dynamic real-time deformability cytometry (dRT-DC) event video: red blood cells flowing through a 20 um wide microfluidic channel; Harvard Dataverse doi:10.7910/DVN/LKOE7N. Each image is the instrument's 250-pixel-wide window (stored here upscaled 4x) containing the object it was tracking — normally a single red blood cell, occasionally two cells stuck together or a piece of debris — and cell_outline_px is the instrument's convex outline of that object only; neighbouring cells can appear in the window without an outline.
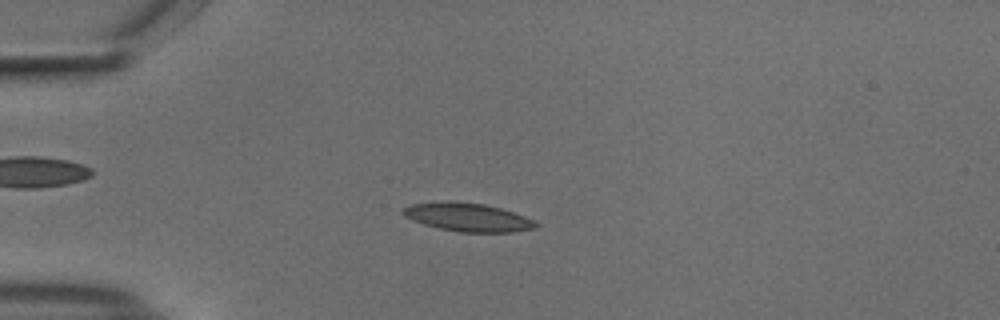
{"species": "common noctule bat (a hibernating species)", "species_latin": "Nyctalus noctula", "temperature_condition": "cold", "stored_images_in_passage": 54, "camera_frame_rate_fps": 3000, "um_per_image_px": 0.085, "animal": {"sex": "male", "body_mass_g": 18.8}, "frame": {"image": 1, "passage_image": 14, "time_ms": 4.333, "image_size_px": [1000, 320], "cell_outline_px": [[540, 224], [536, 228], [512, 232], [460, 232], [440, 228], [424, 224], [412, 220], [404, 216], [400, 212], [408, 204], [448, 200], [484, 204], [500, 208], [524, 216]], "centroid_in_image_um": [39.72, 18.45], "position_along_channel_um": 45.3, "area_um2": 22.02}}
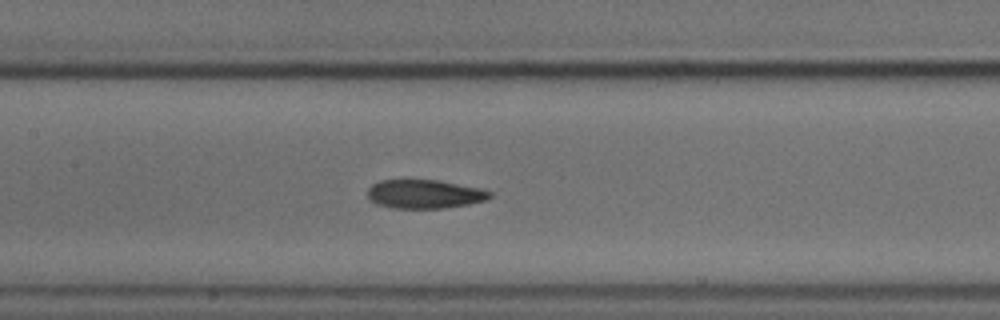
{"frame": {"image": 2, "passage_image": 26, "time_ms": 8.333, "image_size_px": [1000, 320], "cell_outline_px": [[492, 196], [484, 200], [468, 204], [444, 208], [392, 208], [376, 204], [368, 196], [368, 188], [372, 184], [380, 180], [440, 180], [480, 188], [492, 192]], "centroid_in_image_um": [36.08, 16.49], "position_along_channel_um": 171.3, "area_um2": 20.46}}
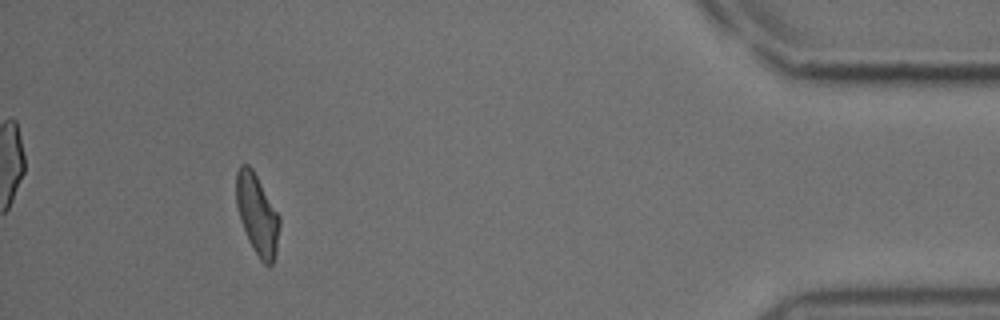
{"frame": {"image": 3, "passage_image": 50, "time_ms": 16.333, "image_size_px": [1000, 320], "cell_outline_px": [[280, 224], [276, 252], [272, 264], [268, 268], [260, 260], [248, 240], [240, 220], [236, 204], [236, 172], [240, 164], [248, 164], [252, 168], [280, 216]], "centroid_in_image_um": [21.86, 18.23], "position_along_channel_um": 413.3, "area_um2": 20.4}, "authors_computed_cell_mechanics": {"area_um2": 20.9525, "velocity_mm_per_s": 3.7224, "shape_relaxation_time_tau1_ms": 4.9728, "shape_relaxation_time_tau2_ms": 3.1425, "deformation_change_tau1": 0.1387, "deformation_change_tau2": 0.0815}}